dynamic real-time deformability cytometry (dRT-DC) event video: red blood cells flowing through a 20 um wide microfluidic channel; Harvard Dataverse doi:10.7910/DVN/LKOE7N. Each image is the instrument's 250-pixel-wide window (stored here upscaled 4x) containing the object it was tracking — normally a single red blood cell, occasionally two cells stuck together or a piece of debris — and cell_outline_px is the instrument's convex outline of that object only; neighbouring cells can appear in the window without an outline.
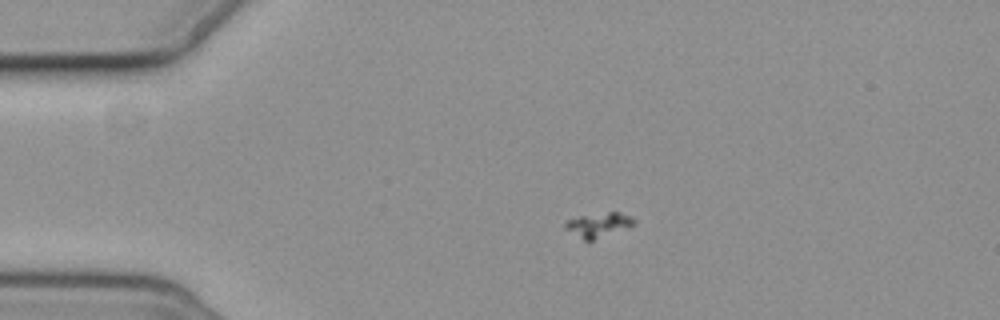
{"species": "common noctule bat (a hibernating species)", "species_latin": "Nyctalus noctula", "temperature_condition": "cold", "stored_images_in_passage": 6, "camera_frame_rate_fps": 3000, "um_per_image_px": 0.085, "animal": {"sex": "female", "body_mass_g": 19.3, "forearm_length_mm": 54.1}, "frame": {"image": 1, "passage_image": 2, "time_ms": 2.0, "image_size_px": [1000, 320], "cell_outline_px": [[636, 224], [588, 244], [564, 228], [564, 224], [568, 220], [580, 216], [608, 212], [620, 212], [636, 220]], "centroid_in_image_um": [50.86, 19.17], "position_along_channel_um": 34.1, "area_um2": 10.12}}
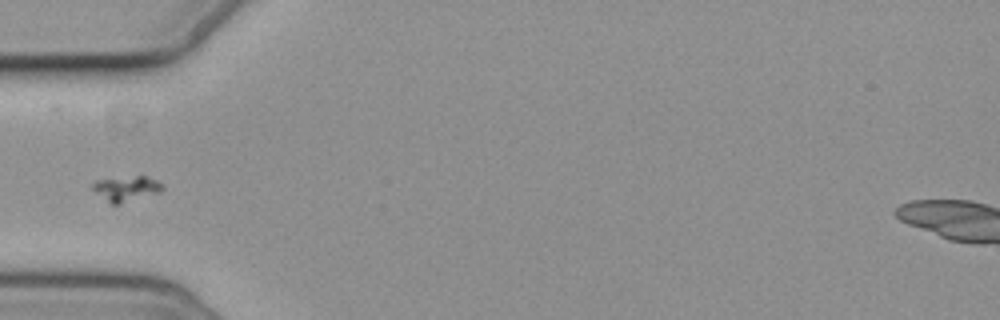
{"frame": {"image": 2, "passage_image": 4, "time_ms": 4.333, "image_size_px": [1000, 320], "cell_outline_px": [[164, 188], [160, 192], [120, 204], [112, 204], [96, 192], [92, 188], [92, 184], [96, 180], [136, 176], [144, 176], [156, 180], [164, 184]], "centroid_in_image_um": [10.77, 16.03], "position_along_channel_um": 74.2, "area_um2": 10.06}}
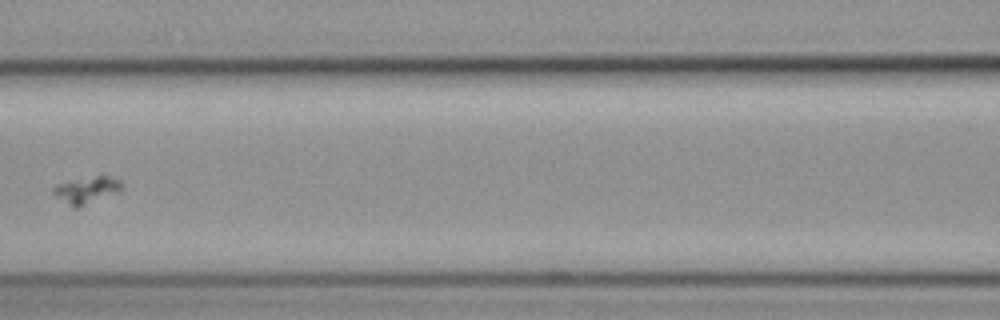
{"frame": {"image": 3, "passage_image": 6, "time_ms": 6.667, "image_size_px": [1000, 320], "cell_outline_px": [[120, 188], [80, 208], [72, 208], [56, 196], [52, 192], [52, 188], [56, 184], [96, 176], [108, 176], [120, 180]], "centroid_in_image_um": [7.26, 16.17], "position_along_channel_um": 159.3, "area_um2": 10.12}}